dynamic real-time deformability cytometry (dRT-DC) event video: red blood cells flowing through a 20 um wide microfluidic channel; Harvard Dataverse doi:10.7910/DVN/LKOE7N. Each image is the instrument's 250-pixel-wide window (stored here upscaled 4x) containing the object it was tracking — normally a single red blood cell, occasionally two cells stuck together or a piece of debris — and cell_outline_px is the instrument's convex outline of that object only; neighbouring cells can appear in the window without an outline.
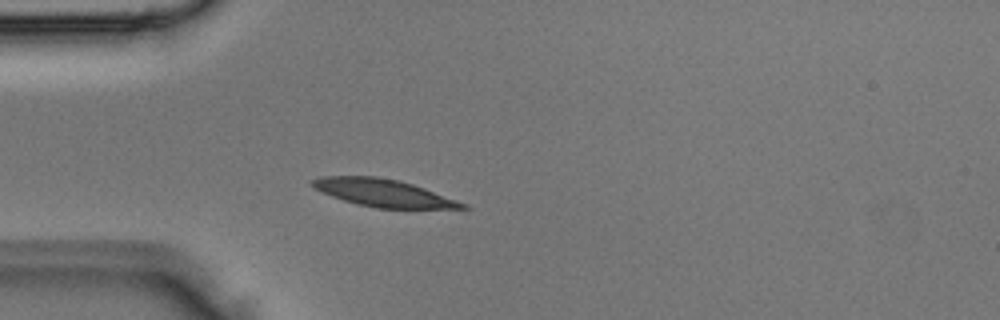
{"species": "Egyptian fruit bat (a non-hibernating species)", "species_latin": "Rousettus aegyptiacus", "temperature_condition": "room temperature", "stored_images_in_passage": 1, "camera_frame_rate_fps": 3000, "um_per_image_px": 0.085, "animal": {"sex": "male"}, "frame": {"image": 1, "passage_image": 1, "time_ms": 0.0, "image_size_px": [1000, 320], "cell_outline_px": [[472, 208], [376, 208], [356, 204], [332, 196], [316, 188], [312, 184], [312, 180], [320, 176], [376, 176], [396, 180], [412, 184], [424, 188], [468, 204]], "centroid_in_image_um": [32.61, 16.4], "position_along_channel_um": 52.4, "area_um2": 23.64}}